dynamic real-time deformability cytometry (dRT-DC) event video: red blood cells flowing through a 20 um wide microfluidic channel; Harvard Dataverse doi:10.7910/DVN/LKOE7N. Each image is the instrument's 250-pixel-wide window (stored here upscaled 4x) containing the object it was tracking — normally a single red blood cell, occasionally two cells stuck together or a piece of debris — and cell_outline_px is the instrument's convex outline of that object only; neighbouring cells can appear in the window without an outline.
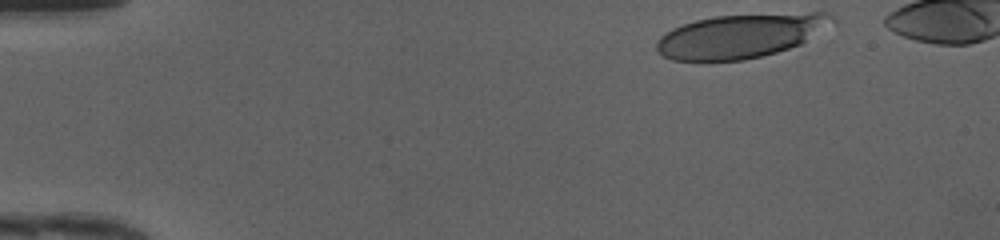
{"species": "human", "species_latin": "Homo sapiens", "temperature_condition": "cold", "stored_images_in_passage": 12, "camera_frame_rate_fps": 3000, "um_per_image_px": 0.085, "donor": {"sex": "female"}, "frame": {"image": 1, "passage_image": 1, "time_ms": 0.0, "image_size_px": [1000, 240], "cell_outline_px": [[836, 24], [800, 44], [776, 52], [744, 60], [672, 60], [664, 56], [656, 48], [656, 44], [660, 36], [664, 32], [672, 28], [696, 20], [716, 16], [812, 12], [824, 12], [832, 16], [836, 20]], "centroid_in_image_um": [63.0, 3.03], "position_along_channel_um": 22.0, "area_um2": 44.97}}